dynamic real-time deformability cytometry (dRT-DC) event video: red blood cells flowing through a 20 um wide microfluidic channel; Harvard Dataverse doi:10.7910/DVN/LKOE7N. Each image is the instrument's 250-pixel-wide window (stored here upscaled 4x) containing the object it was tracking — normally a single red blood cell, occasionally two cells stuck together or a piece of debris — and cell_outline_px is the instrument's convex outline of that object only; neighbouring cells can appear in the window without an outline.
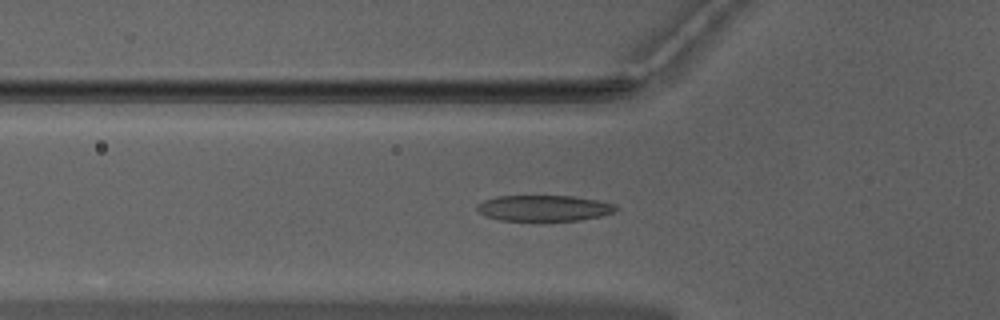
{"species": "Egyptian fruit bat (a non-hibernating species)", "species_latin": "Rousettus aegyptiacus", "temperature_condition": "warm", "stored_images_in_passage": 49, "camera_frame_rate_fps": 3000, "um_per_image_px": 0.085, "animal": {"sex": "male"}, "frame": {"image": 1, "passage_image": 18, "time_ms": 5.667, "image_size_px": [1000, 320], "cell_outline_px": [[620, 208], [616, 212], [600, 216], [580, 220], [500, 220], [484, 216], [476, 208], [476, 204], [484, 200], [496, 196], [572, 196], [596, 200], [616, 204]], "centroid_in_image_um": [46.25, 17.68], "position_along_channel_um": 79.6, "area_um2": 20.98}}
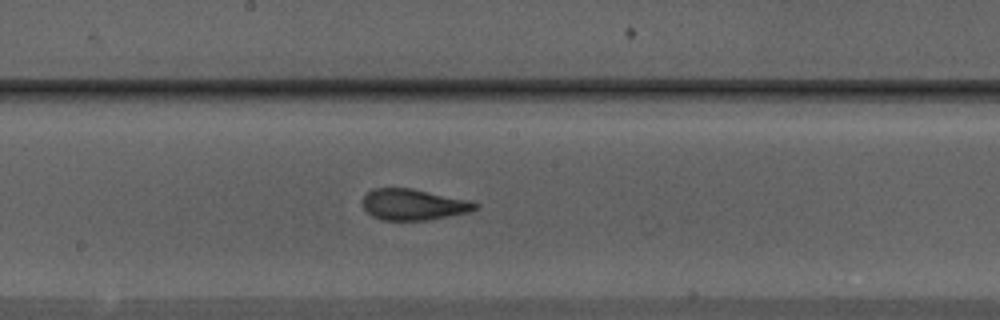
{"frame": {"image": 2, "passage_image": 28, "time_ms": 9.0, "image_size_px": [1000, 320], "cell_outline_px": [[480, 204], [476, 208], [468, 212], [428, 220], [384, 220], [372, 216], [364, 208], [360, 200], [372, 188], [412, 188], [468, 200]], "centroid_in_image_um": [35.1, 17.38], "position_along_channel_um": 213.1, "area_um2": 20.35}}
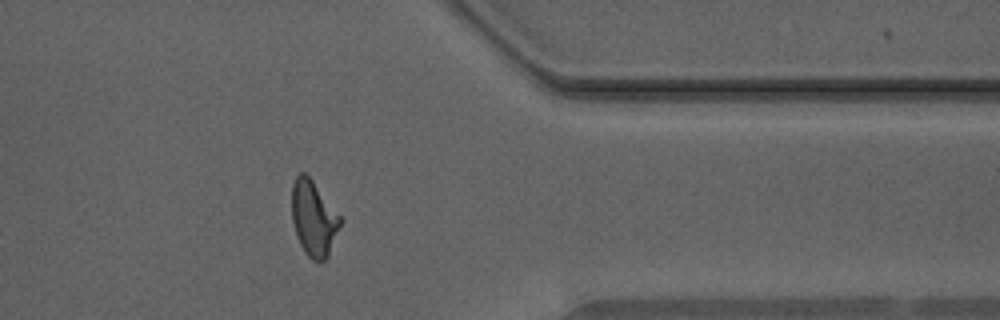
{"frame": {"image": 3, "passage_image": 42, "time_ms": 13.667, "image_size_px": [1000, 320], "cell_outline_px": [[344, 220], [328, 256], [320, 264], [312, 260], [304, 252], [296, 236], [292, 220], [292, 184], [296, 176], [300, 172], [304, 172], [312, 180]], "centroid_in_image_um": [26.67, 18.6], "position_along_channel_um": 384.7, "area_um2": 21.56}, "authors_computed_cell_mechanics": {"area_um2": 20.7502, "velocity_mm_per_s": 3.9868, "shape_relaxation_time_tau1_ms": 3.3997, "shape_relaxation_time_tau2_ms": 0.9226, "deformation_change_tau1": 0.1861, "deformation_change_tau2": 0.0993}}